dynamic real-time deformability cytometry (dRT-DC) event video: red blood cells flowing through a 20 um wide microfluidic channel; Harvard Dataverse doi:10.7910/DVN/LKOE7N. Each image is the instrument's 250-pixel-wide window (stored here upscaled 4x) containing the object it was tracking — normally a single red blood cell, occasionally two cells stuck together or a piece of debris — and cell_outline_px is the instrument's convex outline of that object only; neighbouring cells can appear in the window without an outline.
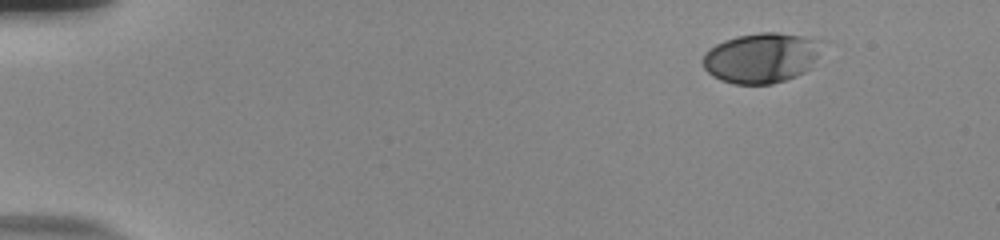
{"species": "human", "species_latin": "Homo sapiens", "temperature_condition": "room temperature", "stored_images_in_passage": 51, "camera_frame_rate_fps": 3000, "um_per_image_px": 0.085, "donor": {"sex": "male"}, "frame": {"image": 1, "passage_image": 1, "time_ms": 0.0, "image_size_px": [1000, 240], "cell_outline_px": [[828, 40], [812, 68], [796, 76], [772, 84], [732, 84], [720, 80], [712, 76], [704, 68], [700, 60], [704, 52], [708, 48], [724, 40], [736, 36], [760, 32], [776, 32], [804, 36]], "centroid_in_image_um": [64.76, 4.9], "position_along_channel_um": 20.2, "area_um2": 35.84}}
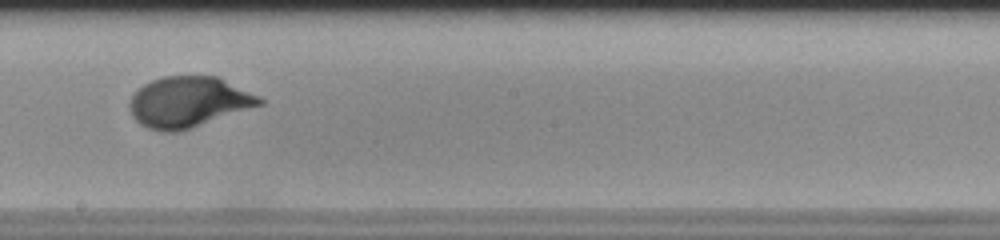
{"frame": {"image": 2, "passage_image": 28, "time_ms": 9.0, "image_size_px": [1000, 240], "cell_outline_px": [[264, 104], [180, 132], [164, 132], [148, 128], [140, 124], [132, 116], [128, 104], [132, 96], [144, 84], [152, 80], [164, 76], [220, 76], [264, 100]], "centroid_in_image_um": [16.02, 8.68], "position_along_channel_um": 232.2, "area_um2": 38.38}}
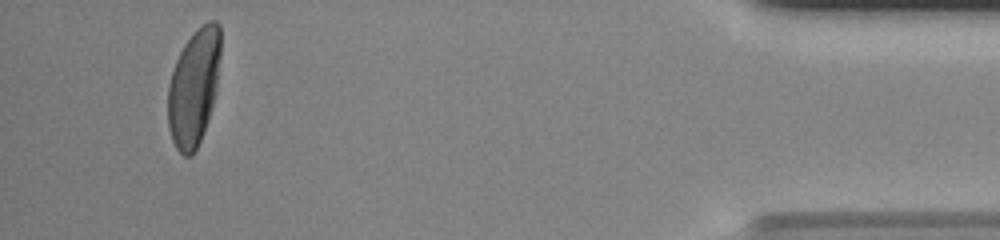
{"frame": {"image": 3, "passage_image": 48, "time_ms": 15.667, "image_size_px": [1000, 240], "cell_outline_px": [[220, 56], [216, 92], [200, 140], [192, 156], [184, 156], [176, 148], [172, 140], [168, 128], [168, 84], [176, 60], [184, 44], [196, 28], [208, 20], [216, 20], [220, 24]], "centroid_in_image_um": [16.47, 7.37], "position_along_channel_um": 418.7, "area_um2": 35.78}, "authors_computed_cell_mechanics": {"area_um2": 36.3562, "velocity_mm_per_s": 3.7082, "shape_relaxation_time_tau1_ms": 3.4768, "shape_relaxation_time_tau2_ms": null, "deformation_change_tau1": 0.1812, "deformation_change_tau2": null}}